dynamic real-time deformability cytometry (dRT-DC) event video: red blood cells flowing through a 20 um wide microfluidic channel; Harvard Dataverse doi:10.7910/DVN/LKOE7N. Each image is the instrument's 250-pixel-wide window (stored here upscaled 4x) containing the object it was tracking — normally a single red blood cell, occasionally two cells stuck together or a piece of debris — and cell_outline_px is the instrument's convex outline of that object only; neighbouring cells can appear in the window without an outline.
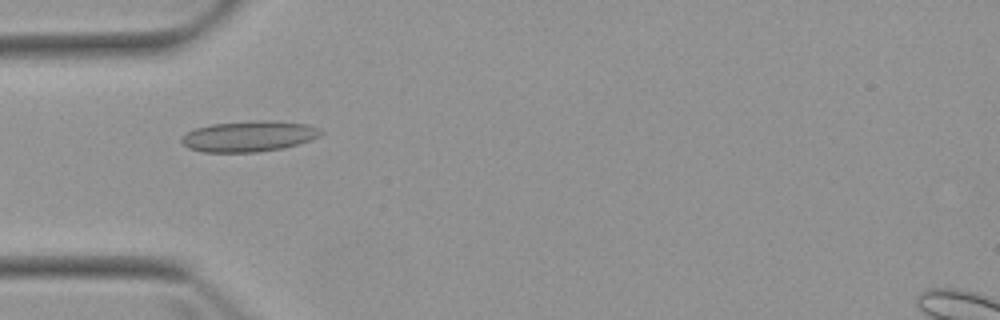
{"species": "Egyptian fruit bat (a non-hibernating species)", "species_latin": "Rousettus aegyptiacus", "temperature_condition": "warm", "stored_images_in_passage": 5, "camera_frame_rate_fps": 3000, "um_per_image_px": 0.085, "animal": {"sex": "female"}, "frame": {"image": 1, "passage_image": 3, "time_ms": 2.333, "image_size_px": [1000, 320], "cell_outline_px": [[324, 132], [320, 136], [312, 140], [284, 148], [256, 152], [204, 152], [188, 148], [180, 140], [180, 136], [196, 128], [212, 124], [252, 120], [276, 120], [308, 124], [320, 128]], "centroid_in_image_um": [21.2, 11.57], "position_along_channel_um": 63.8, "area_um2": 25.32}}
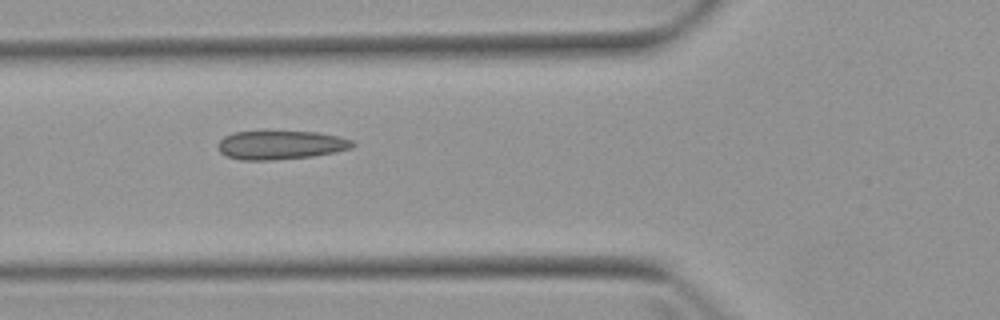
{"frame": {"image": 2, "passage_image": 4, "time_ms": 3.333, "image_size_px": [1000, 320], "cell_outline_px": [[356, 144], [352, 148], [336, 152], [312, 156], [272, 160], [240, 160], [224, 156], [216, 148], [216, 144], [224, 136], [232, 132], [264, 128], [316, 132], [340, 136], [352, 140]], "centroid_in_image_um": [23.79, 12.27], "position_along_channel_um": 102.0, "area_um2": 23.93}}
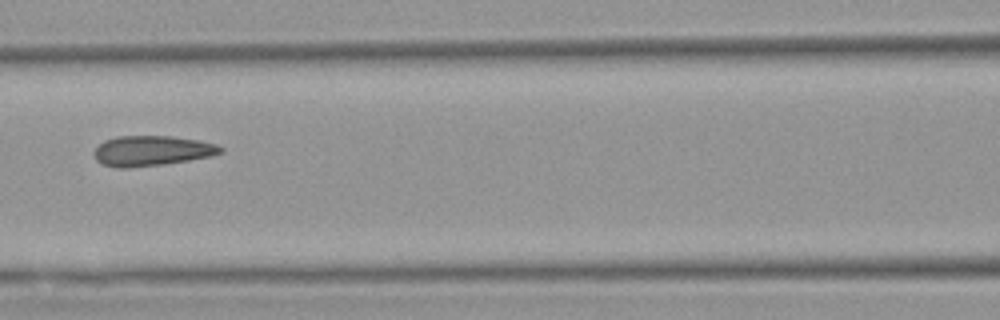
{"frame": {"image": 3, "passage_image": 5, "time_ms": 4.667, "image_size_px": [1000, 320], "cell_outline_px": [[224, 152], [212, 156], [164, 164], [128, 168], [116, 168], [100, 164], [96, 160], [92, 152], [104, 140], [116, 136], [172, 136], [200, 140], [216, 144], [224, 148]], "centroid_in_image_um": [12.89, 12.82], "position_along_channel_um": 153.7, "area_um2": 22.54}}